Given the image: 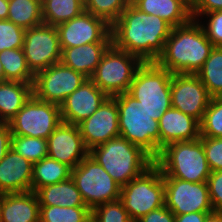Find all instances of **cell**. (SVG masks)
<instances>
[{"mask_svg":"<svg viewBox=\"0 0 222 222\" xmlns=\"http://www.w3.org/2000/svg\"><path fill=\"white\" fill-rule=\"evenodd\" d=\"M171 30L172 26L164 19L146 14L130 2L111 25L112 44L137 56L143 63L155 62Z\"/></svg>","mask_w":222,"mask_h":222,"instance_id":"6da1fadb","label":"cell"},{"mask_svg":"<svg viewBox=\"0 0 222 222\" xmlns=\"http://www.w3.org/2000/svg\"><path fill=\"white\" fill-rule=\"evenodd\" d=\"M160 151L174 142L193 141L200 138V123L191 115L178 109H168L159 119Z\"/></svg>","mask_w":222,"mask_h":222,"instance_id":"ffe728a7","label":"cell"},{"mask_svg":"<svg viewBox=\"0 0 222 222\" xmlns=\"http://www.w3.org/2000/svg\"><path fill=\"white\" fill-rule=\"evenodd\" d=\"M11 128L9 123L0 122V161L11 148Z\"/></svg>","mask_w":222,"mask_h":222,"instance_id":"b9f144b4","label":"cell"},{"mask_svg":"<svg viewBox=\"0 0 222 222\" xmlns=\"http://www.w3.org/2000/svg\"><path fill=\"white\" fill-rule=\"evenodd\" d=\"M33 95V83L0 82V122L10 123Z\"/></svg>","mask_w":222,"mask_h":222,"instance_id":"cb8c5ba5","label":"cell"},{"mask_svg":"<svg viewBox=\"0 0 222 222\" xmlns=\"http://www.w3.org/2000/svg\"><path fill=\"white\" fill-rule=\"evenodd\" d=\"M222 10V0H201V2L192 10V17L195 20L206 13Z\"/></svg>","mask_w":222,"mask_h":222,"instance_id":"60d3db41","label":"cell"},{"mask_svg":"<svg viewBox=\"0 0 222 222\" xmlns=\"http://www.w3.org/2000/svg\"><path fill=\"white\" fill-rule=\"evenodd\" d=\"M120 200L133 222L165 205L161 170L153 164L142 175L121 186Z\"/></svg>","mask_w":222,"mask_h":222,"instance_id":"52a82bcc","label":"cell"},{"mask_svg":"<svg viewBox=\"0 0 222 222\" xmlns=\"http://www.w3.org/2000/svg\"><path fill=\"white\" fill-rule=\"evenodd\" d=\"M89 155L120 186L139 177L154 164L146 152L121 136L91 148Z\"/></svg>","mask_w":222,"mask_h":222,"instance_id":"3957f363","label":"cell"},{"mask_svg":"<svg viewBox=\"0 0 222 222\" xmlns=\"http://www.w3.org/2000/svg\"><path fill=\"white\" fill-rule=\"evenodd\" d=\"M11 148L33 164L48 156V141L43 138L12 135Z\"/></svg>","mask_w":222,"mask_h":222,"instance_id":"1f68e13d","label":"cell"},{"mask_svg":"<svg viewBox=\"0 0 222 222\" xmlns=\"http://www.w3.org/2000/svg\"><path fill=\"white\" fill-rule=\"evenodd\" d=\"M119 108V131L121 137L140 147L153 160L160 154L159 123L128 92L114 96Z\"/></svg>","mask_w":222,"mask_h":222,"instance_id":"277c9868","label":"cell"},{"mask_svg":"<svg viewBox=\"0 0 222 222\" xmlns=\"http://www.w3.org/2000/svg\"><path fill=\"white\" fill-rule=\"evenodd\" d=\"M119 108L115 97H108L89 118L78 124L85 146L91 148L120 135Z\"/></svg>","mask_w":222,"mask_h":222,"instance_id":"2e32d148","label":"cell"},{"mask_svg":"<svg viewBox=\"0 0 222 222\" xmlns=\"http://www.w3.org/2000/svg\"><path fill=\"white\" fill-rule=\"evenodd\" d=\"M84 8V0H42L43 22L57 26L80 15Z\"/></svg>","mask_w":222,"mask_h":222,"instance_id":"4316f807","label":"cell"},{"mask_svg":"<svg viewBox=\"0 0 222 222\" xmlns=\"http://www.w3.org/2000/svg\"><path fill=\"white\" fill-rule=\"evenodd\" d=\"M204 16L207 19L209 18L208 21L206 20L207 25L205 23L202 24V21L200 23L207 38L214 47H222V10L203 14L200 19L202 20Z\"/></svg>","mask_w":222,"mask_h":222,"instance_id":"74e56055","label":"cell"},{"mask_svg":"<svg viewBox=\"0 0 222 222\" xmlns=\"http://www.w3.org/2000/svg\"><path fill=\"white\" fill-rule=\"evenodd\" d=\"M8 20L25 30L44 23L42 0H9Z\"/></svg>","mask_w":222,"mask_h":222,"instance_id":"83f0119b","label":"cell"},{"mask_svg":"<svg viewBox=\"0 0 222 222\" xmlns=\"http://www.w3.org/2000/svg\"><path fill=\"white\" fill-rule=\"evenodd\" d=\"M143 62L135 55L111 44L89 78L109 97L128 92L136 70Z\"/></svg>","mask_w":222,"mask_h":222,"instance_id":"ba28073f","label":"cell"},{"mask_svg":"<svg viewBox=\"0 0 222 222\" xmlns=\"http://www.w3.org/2000/svg\"><path fill=\"white\" fill-rule=\"evenodd\" d=\"M211 172L222 171V137H200Z\"/></svg>","mask_w":222,"mask_h":222,"instance_id":"8d00e7d4","label":"cell"},{"mask_svg":"<svg viewBox=\"0 0 222 222\" xmlns=\"http://www.w3.org/2000/svg\"><path fill=\"white\" fill-rule=\"evenodd\" d=\"M214 48L201 26L200 19L172 27L163 52L155 63L172 74H196Z\"/></svg>","mask_w":222,"mask_h":222,"instance_id":"7a4b0ae2","label":"cell"},{"mask_svg":"<svg viewBox=\"0 0 222 222\" xmlns=\"http://www.w3.org/2000/svg\"><path fill=\"white\" fill-rule=\"evenodd\" d=\"M207 185L214 212H222V171L211 172Z\"/></svg>","mask_w":222,"mask_h":222,"instance_id":"f35d334b","label":"cell"},{"mask_svg":"<svg viewBox=\"0 0 222 222\" xmlns=\"http://www.w3.org/2000/svg\"><path fill=\"white\" fill-rule=\"evenodd\" d=\"M91 217L95 222H133L120 199L96 206Z\"/></svg>","mask_w":222,"mask_h":222,"instance_id":"e575fe53","label":"cell"},{"mask_svg":"<svg viewBox=\"0 0 222 222\" xmlns=\"http://www.w3.org/2000/svg\"><path fill=\"white\" fill-rule=\"evenodd\" d=\"M172 73L155 62L143 63L135 72L128 93L159 121L171 105Z\"/></svg>","mask_w":222,"mask_h":222,"instance_id":"8992f818","label":"cell"},{"mask_svg":"<svg viewBox=\"0 0 222 222\" xmlns=\"http://www.w3.org/2000/svg\"><path fill=\"white\" fill-rule=\"evenodd\" d=\"M165 206L174 214L214 212L207 182H189L178 178H163Z\"/></svg>","mask_w":222,"mask_h":222,"instance_id":"4fadbf2b","label":"cell"},{"mask_svg":"<svg viewBox=\"0 0 222 222\" xmlns=\"http://www.w3.org/2000/svg\"><path fill=\"white\" fill-rule=\"evenodd\" d=\"M137 9L158 16L168 22L172 27H177L190 22L192 10L184 0H131Z\"/></svg>","mask_w":222,"mask_h":222,"instance_id":"603a6c76","label":"cell"},{"mask_svg":"<svg viewBox=\"0 0 222 222\" xmlns=\"http://www.w3.org/2000/svg\"><path fill=\"white\" fill-rule=\"evenodd\" d=\"M85 222H95V220L92 218V217H90L88 220H86Z\"/></svg>","mask_w":222,"mask_h":222,"instance_id":"c3c4849f","label":"cell"},{"mask_svg":"<svg viewBox=\"0 0 222 222\" xmlns=\"http://www.w3.org/2000/svg\"><path fill=\"white\" fill-rule=\"evenodd\" d=\"M184 2L191 10H193L201 0H184Z\"/></svg>","mask_w":222,"mask_h":222,"instance_id":"bcb514c9","label":"cell"},{"mask_svg":"<svg viewBox=\"0 0 222 222\" xmlns=\"http://www.w3.org/2000/svg\"><path fill=\"white\" fill-rule=\"evenodd\" d=\"M6 81L33 83L35 75L30 71L23 48L6 49L0 52Z\"/></svg>","mask_w":222,"mask_h":222,"instance_id":"f1b7e54d","label":"cell"},{"mask_svg":"<svg viewBox=\"0 0 222 222\" xmlns=\"http://www.w3.org/2000/svg\"><path fill=\"white\" fill-rule=\"evenodd\" d=\"M137 222H175V215L164 205L159 209L150 211Z\"/></svg>","mask_w":222,"mask_h":222,"instance_id":"ab89813d","label":"cell"},{"mask_svg":"<svg viewBox=\"0 0 222 222\" xmlns=\"http://www.w3.org/2000/svg\"><path fill=\"white\" fill-rule=\"evenodd\" d=\"M86 79L82 73L59 62L35 75L33 95L60 106Z\"/></svg>","mask_w":222,"mask_h":222,"instance_id":"8fae6325","label":"cell"},{"mask_svg":"<svg viewBox=\"0 0 222 222\" xmlns=\"http://www.w3.org/2000/svg\"><path fill=\"white\" fill-rule=\"evenodd\" d=\"M154 164L161 170L163 178L207 182L211 174L200 138L166 145Z\"/></svg>","mask_w":222,"mask_h":222,"instance_id":"5b68a950","label":"cell"},{"mask_svg":"<svg viewBox=\"0 0 222 222\" xmlns=\"http://www.w3.org/2000/svg\"><path fill=\"white\" fill-rule=\"evenodd\" d=\"M205 222H222V212H212Z\"/></svg>","mask_w":222,"mask_h":222,"instance_id":"f6af8a7d","label":"cell"},{"mask_svg":"<svg viewBox=\"0 0 222 222\" xmlns=\"http://www.w3.org/2000/svg\"><path fill=\"white\" fill-rule=\"evenodd\" d=\"M111 44L112 42H96L65 48L61 52L60 62L90 78Z\"/></svg>","mask_w":222,"mask_h":222,"instance_id":"7402d4cb","label":"cell"},{"mask_svg":"<svg viewBox=\"0 0 222 222\" xmlns=\"http://www.w3.org/2000/svg\"><path fill=\"white\" fill-rule=\"evenodd\" d=\"M196 75L212 97H222V47H214Z\"/></svg>","mask_w":222,"mask_h":222,"instance_id":"f546056e","label":"cell"},{"mask_svg":"<svg viewBox=\"0 0 222 222\" xmlns=\"http://www.w3.org/2000/svg\"><path fill=\"white\" fill-rule=\"evenodd\" d=\"M33 163L10 148L0 161V194L31 191Z\"/></svg>","mask_w":222,"mask_h":222,"instance_id":"d6986e66","label":"cell"},{"mask_svg":"<svg viewBox=\"0 0 222 222\" xmlns=\"http://www.w3.org/2000/svg\"><path fill=\"white\" fill-rule=\"evenodd\" d=\"M212 212H192L182 215H175V222H205Z\"/></svg>","mask_w":222,"mask_h":222,"instance_id":"7bdbcfd3","label":"cell"},{"mask_svg":"<svg viewBox=\"0 0 222 222\" xmlns=\"http://www.w3.org/2000/svg\"><path fill=\"white\" fill-rule=\"evenodd\" d=\"M90 217L88 207L40 206L39 222H85Z\"/></svg>","mask_w":222,"mask_h":222,"instance_id":"4dcf8cb0","label":"cell"},{"mask_svg":"<svg viewBox=\"0 0 222 222\" xmlns=\"http://www.w3.org/2000/svg\"><path fill=\"white\" fill-rule=\"evenodd\" d=\"M72 169L65 164L46 156L33 164L31 191L65 181L71 177Z\"/></svg>","mask_w":222,"mask_h":222,"instance_id":"484cf974","label":"cell"},{"mask_svg":"<svg viewBox=\"0 0 222 222\" xmlns=\"http://www.w3.org/2000/svg\"><path fill=\"white\" fill-rule=\"evenodd\" d=\"M171 105L199 122L212 96L196 74L175 73L171 78Z\"/></svg>","mask_w":222,"mask_h":222,"instance_id":"9a60e30c","label":"cell"},{"mask_svg":"<svg viewBox=\"0 0 222 222\" xmlns=\"http://www.w3.org/2000/svg\"><path fill=\"white\" fill-rule=\"evenodd\" d=\"M109 96L86 79L60 105L62 122L78 125L92 116Z\"/></svg>","mask_w":222,"mask_h":222,"instance_id":"ac0fdd59","label":"cell"},{"mask_svg":"<svg viewBox=\"0 0 222 222\" xmlns=\"http://www.w3.org/2000/svg\"><path fill=\"white\" fill-rule=\"evenodd\" d=\"M40 206L87 207L73 179L40 188L36 192Z\"/></svg>","mask_w":222,"mask_h":222,"instance_id":"d4e9b609","label":"cell"},{"mask_svg":"<svg viewBox=\"0 0 222 222\" xmlns=\"http://www.w3.org/2000/svg\"><path fill=\"white\" fill-rule=\"evenodd\" d=\"M47 141L48 156L71 169L89 155L78 125L61 122Z\"/></svg>","mask_w":222,"mask_h":222,"instance_id":"e0dca14e","label":"cell"},{"mask_svg":"<svg viewBox=\"0 0 222 222\" xmlns=\"http://www.w3.org/2000/svg\"><path fill=\"white\" fill-rule=\"evenodd\" d=\"M9 0H0V20L8 19Z\"/></svg>","mask_w":222,"mask_h":222,"instance_id":"ee69618b","label":"cell"},{"mask_svg":"<svg viewBox=\"0 0 222 222\" xmlns=\"http://www.w3.org/2000/svg\"><path fill=\"white\" fill-rule=\"evenodd\" d=\"M40 204L36 192L0 195V222H39Z\"/></svg>","mask_w":222,"mask_h":222,"instance_id":"44dd1931","label":"cell"},{"mask_svg":"<svg viewBox=\"0 0 222 222\" xmlns=\"http://www.w3.org/2000/svg\"><path fill=\"white\" fill-rule=\"evenodd\" d=\"M61 122L59 105L32 95L9 125L12 135L48 139Z\"/></svg>","mask_w":222,"mask_h":222,"instance_id":"30bf717a","label":"cell"},{"mask_svg":"<svg viewBox=\"0 0 222 222\" xmlns=\"http://www.w3.org/2000/svg\"><path fill=\"white\" fill-rule=\"evenodd\" d=\"M71 178L90 210L120 199L121 186L90 155L72 169Z\"/></svg>","mask_w":222,"mask_h":222,"instance_id":"9c48e42d","label":"cell"},{"mask_svg":"<svg viewBox=\"0 0 222 222\" xmlns=\"http://www.w3.org/2000/svg\"><path fill=\"white\" fill-rule=\"evenodd\" d=\"M6 81L5 76H4V70H3V66L0 62V82H4Z\"/></svg>","mask_w":222,"mask_h":222,"instance_id":"7dc6e473","label":"cell"},{"mask_svg":"<svg viewBox=\"0 0 222 222\" xmlns=\"http://www.w3.org/2000/svg\"><path fill=\"white\" fill-rule=\"evenodd\" d=\"M131 0H84L85 11L112 25L128 7Z\"/></svg>","mask_w":222,"mask_h":222,"instance_id":"d6a6232c","label":"cell"},{"mask_svg":"<svg viewBox=\"0 0 222 222\" xmlns=\"http://www.w3.org/2000/svg\"><path fill=\"white\" fill-rule=\"evenodd\" d=\"M25 31L8 19L0 20V52L23 48Z\"/></svg>","mask_w":222,"mask_h":222,"instance_id":"d590c367","label":"cell"},{"mask_svg":"<svg viewBox=\"0 0 222 222\" xmlns=\"http://www.w3.org/2000/svg\"><path fill=\"white\" fill-rule=\"evenodd\" d=\"M56 29L61 51L88 43L112 42L111 25L87 11L57 25Z\"/></svg>","mask_w":222,"mask_h":222,"instance_id":"5bb4252c","label":"cell"},{"mask_svg":"<svg viewBox=\"0 0 222 222\" xmlns=\"http://www.w3.org/2000/svg\"><path fill=\"white\" fill-rule=\"evenodd\" d=\"M200 123V137H222V97H212Z\"/></svg>","mask_w":222,"mask_h":222,"instance_id":"836d02e7","label":"cell"},{"mask_svg":"<svg viewBox=\"0 0 222 222\" xmlns=\"http://www.w3.org/2000/svg\"><path fill=\"white\" fill-rule=\"evenodd\" d=\"M23 51L30 71L36 75L61 61L56 26L42 23L25 31Z\"/></svg>","mask_w":222,"mask_h":222,"instance_id":"7c38bea8","label":"cell"}]
</instances>
